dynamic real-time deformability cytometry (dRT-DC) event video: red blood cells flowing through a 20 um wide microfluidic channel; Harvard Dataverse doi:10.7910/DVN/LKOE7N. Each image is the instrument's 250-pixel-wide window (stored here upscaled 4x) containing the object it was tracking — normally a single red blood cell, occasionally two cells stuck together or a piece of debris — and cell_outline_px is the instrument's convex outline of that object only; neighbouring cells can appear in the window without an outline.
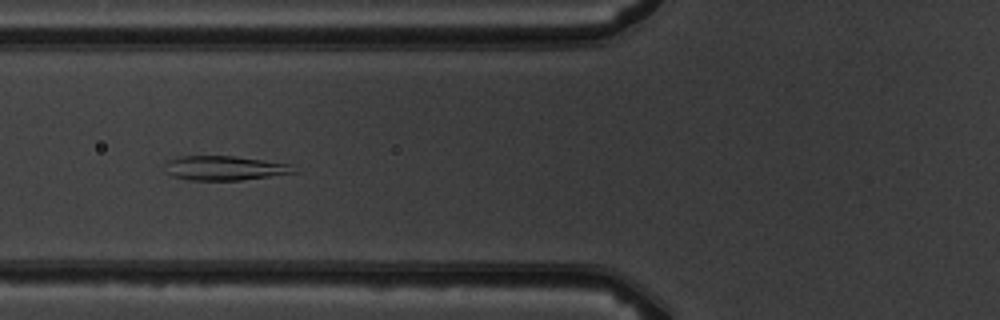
{"species": "common noctule bat (a hibernating species)", "species_latin": "Nyctalus noctula", "temperature_condition": "warm", "stored_images_in_passage": 8, "camera_frame_rate_fps": 3000, "um_per_image_px": 0.085, "animal": {"sex": "male", "body_mass_g": 19.5, "forearm_length_mm": 54.6}, "frame": {"image": 1, "passage_image": 5, "time_ms": 5.667, "image_size_px": [1000, 320], "cell_outline_px": [[300, 172], [240, 180], [188, 180], [172, 176], [168, 172], [164, 164], [168, 160], [180, 156], [232, 156], [264, 160], [288, 164]], "centroid_in_image_um": [19.08, 14.29], "position_along_channel_um": 106.7, "area_um2": 18.21}}
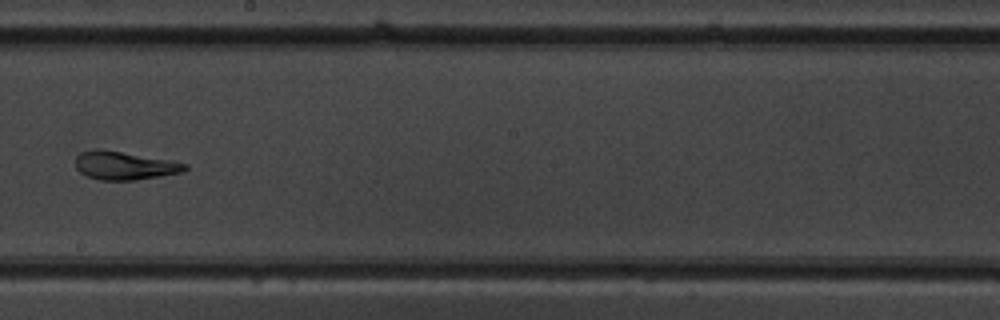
{"frame": {"image": 2, "passage_image": 8, "time_ms": 9.0, "image_size_px": [1000, 320], "cell_outline_px": [[188, 168], [180, 172], [160, 176], [136, 180], [100, 180], [84, 176], [76, 168], [76, 156], [80, 152], [96, 148], [168, 160], [188, 164]], "centroid_in_image_um": [10.52, 14.08], "position_along_channel_um": 237.7, "area_um2": 17.86}}